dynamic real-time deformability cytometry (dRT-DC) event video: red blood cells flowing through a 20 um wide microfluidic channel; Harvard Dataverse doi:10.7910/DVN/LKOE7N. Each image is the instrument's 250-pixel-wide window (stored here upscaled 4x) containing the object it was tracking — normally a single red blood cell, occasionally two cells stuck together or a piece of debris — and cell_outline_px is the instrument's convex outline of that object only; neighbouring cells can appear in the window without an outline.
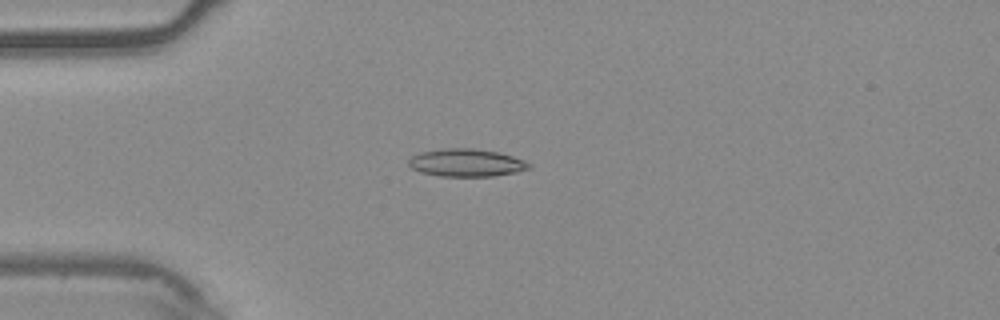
{"species": "common noctule bat (a hibernating species)", "species_latin": "Nyctalus noctula", "temperature_condition": "warm", "stored_images_in_passage": 42, "camera_frame_rate_fps": 3000, "um_per_image_px": 0.085, "animal": {"sex": "male", "body_mass_g": 20.4}, "frame": {"image": 1, "passage_image": 2, "time_ms": 0.333, "image_size_px": [1000, 320], "cell_outline_px": [[532, 168], [516, 172], [496, 176], [440, 176], [420, 172], [412, 168], [408, 164], [408, 160], [412, 156], [420, 152], [440, 148], [472, 148], [500, 152], [524, 160], [532, 164]], "centroid_in_image_um": [39.65, 13.83], "position_along_channel_um": 45.3, "area_um2": 19.65}}
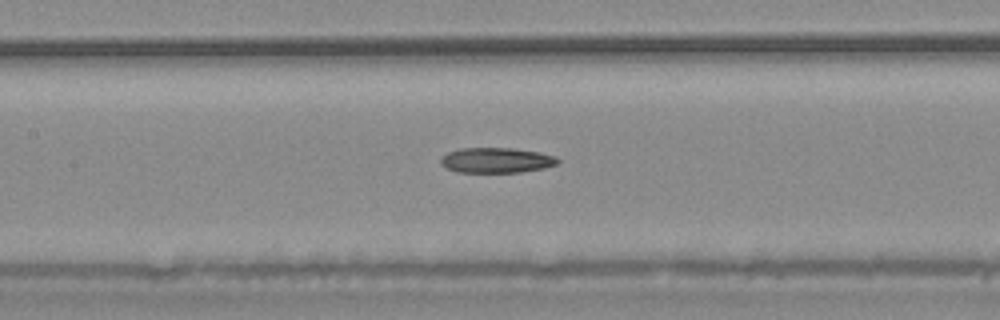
{"frame": {"image": 2, "passage_image": 13, "time_ms": 4.0, "image_size_px": [1000, 320], "cell_outline_px": [[560, 160], [556, 164], [544, 168], [520, 172], [456, 172], [440, 164], [440, 156], [448, 152], [460, 148], [512, 148], [540, 152], [556, 156]], "centroid_in_image_um": [42.18, 13.61], "position_along_channel_um": 165.2, "area_um2": 17.28}}
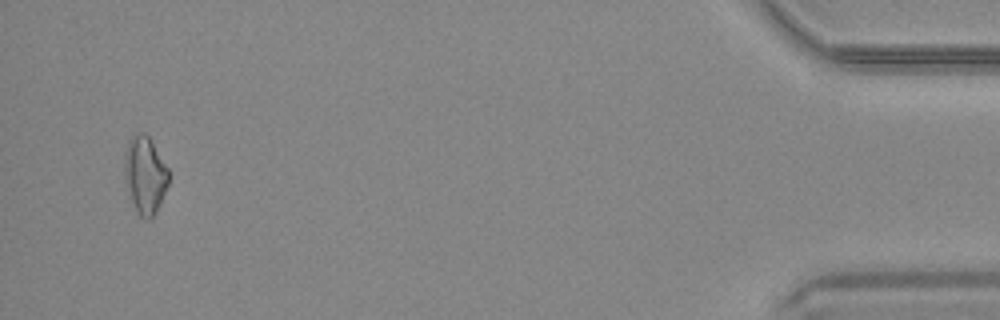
{"frame": {"image": 3, "passage_image": 40, "time_ms": 13.0, "image_size_px": [1000, 320], "cell_outline_px": [[168, 184], [160, 204], [152, 220], [144, 220], [140, 216], [132, 200], [124, 180], [124, 152], [128, 140], [136, 132], [144, 132], [148, 136], [168, 168]], "centroid_in_image_um": [12.31, 14.87], "position_along_channel_um": 422.9, "area_um2": 19.94}, "authors_computed_cell_mechanics": {"area_um2": 17.5712, "velocity_mm_per_s": 3.7579, "shape_relaxation_time_tau1_ms": 9.6728, "shape_relaxation_time_tau2_ms": null, "deformation_change_tau1": 0.1616, "deformation_change_tau2": null}}